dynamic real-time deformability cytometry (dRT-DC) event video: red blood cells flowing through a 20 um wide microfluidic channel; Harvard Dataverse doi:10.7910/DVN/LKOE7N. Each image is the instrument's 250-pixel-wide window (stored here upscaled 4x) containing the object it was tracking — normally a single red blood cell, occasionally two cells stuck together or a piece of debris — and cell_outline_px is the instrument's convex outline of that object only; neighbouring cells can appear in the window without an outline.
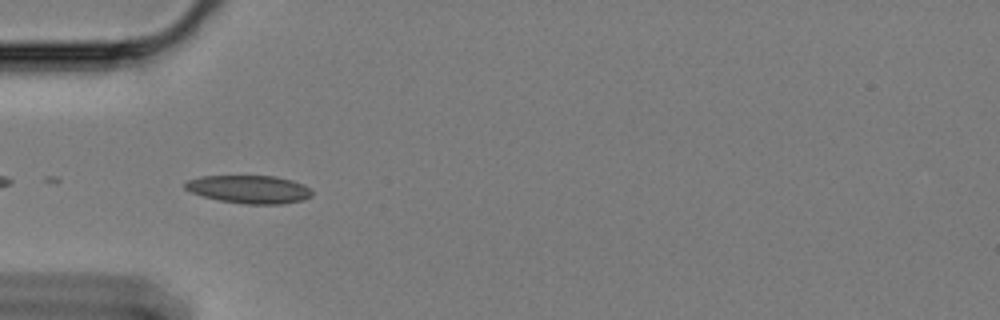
{"species": "Egyptian fruit bat (a non-hibernating species)", "species_latin": "Rousettus aegyptiacus", "temperature_condition": "cold", "stored_images_in_passage": 18, "camera_frame_rate_fps": 3000, "um_per_image_px": 0.085, "animal": {"sex": "female"}, "frame": {"image": 1, "passage_image": 3, "time_ms": 0.667, "image_size_px": [1000, 320], "cell_outline_px": [[312, 196], [304, 200], [280, 204], [244, 204], [220, 200], [204, 196], [192, 192], [184, 188], [184, 184], [188, 180], [200, 176], [276, 176], [292, 180], [304, 184], [312, 192]], "centroid_in_image_um": [21.21, 16.09], "position_along_channel_um": 63.8, "area_um2": 20.69}}
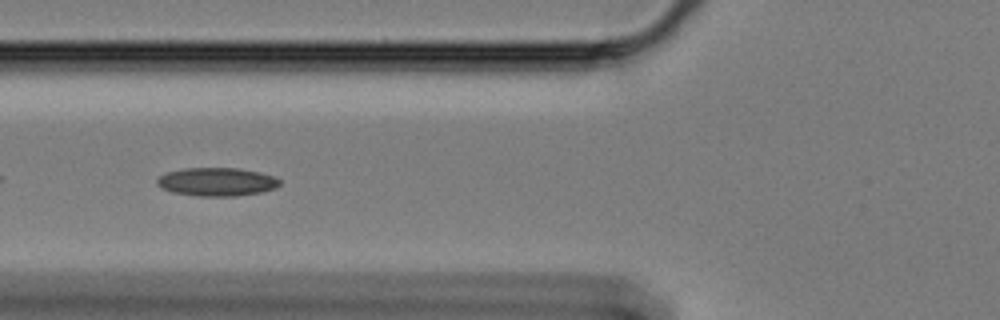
{"frame": {"image": 2, "passage_image": 7, "time_ms": 2.0, "image_size_px": [1000, 320], "cell_outline_px": [[280, 184], [276, 188], [260, 192], [236, 196], [196, 196], [172, 192], [160, 188], [156, 184], [156, 180], [160, 176], [168, 172], [184, 168], [236, 168], [260, 172], [276, 176], [280, 180]], "centroid_in_image_um": [18.43, 15.46], "position_along_channel_um": 107.4, "area_um2": 20.4}}
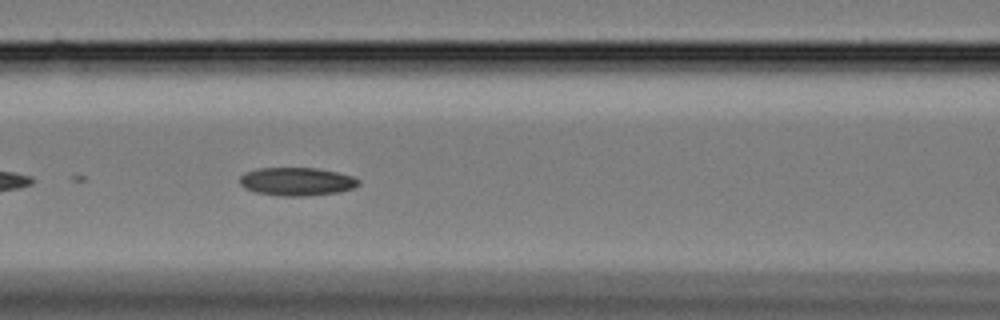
{"frame": {"image": 3, "passage_image": 10, "time_ms": 3.0, "image_size_px": [1000, 320], "cell_outline_px": [[360, 184], [352, 188], [340, 192], [304, 196], [280, 196], [256, 192], [244, 188], [240, 184], [240, 176], [244, 172], [260, 168], [316, 168], [336, 172], [352, 176], [360, 180]], "centroid_in_image_um": [25.21, 15.43], "position_along_channel_um": 141.4, "area_um2": 19.54}}